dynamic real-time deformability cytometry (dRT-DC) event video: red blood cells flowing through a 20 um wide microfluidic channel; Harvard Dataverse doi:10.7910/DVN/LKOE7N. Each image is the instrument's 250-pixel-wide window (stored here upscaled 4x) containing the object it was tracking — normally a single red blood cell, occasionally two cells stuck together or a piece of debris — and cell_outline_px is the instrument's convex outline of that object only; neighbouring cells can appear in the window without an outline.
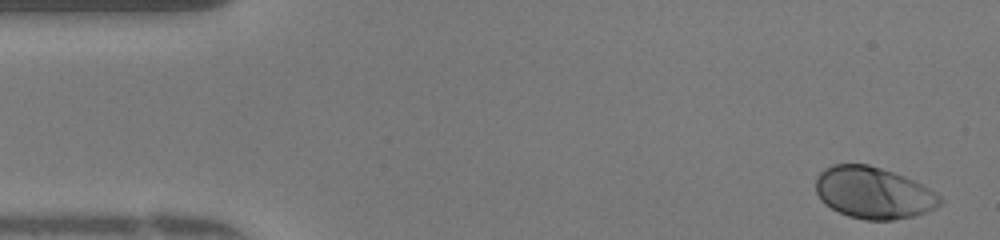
{"species": "human", "species_latin": "Homo sapiens", "temperature_condition": "warm", "stored_images_in_passage": 48, "camera_frame_rate_fps": 3000, "um_per_image_px": 0.085, "donor": {"sex": "female"}, "frame": {"image": 1, "passage_image": 2, "time_ms": 0.333, "image_size_px": [1000, 240], "cell_outline_px": [[944, 200], [936, 208], [912, 216], [892, 220], [864, 220], [848, 216], [824, 204], [820, 200], [816, 192], [816, 176], [824, 168], [832, 164], [868, 164], [904, 176], [936, 192]], "centroid_in_image_um": [74.21, 16.39], "position_along_channel_um": 10.8, "area_um2": 37.4}}
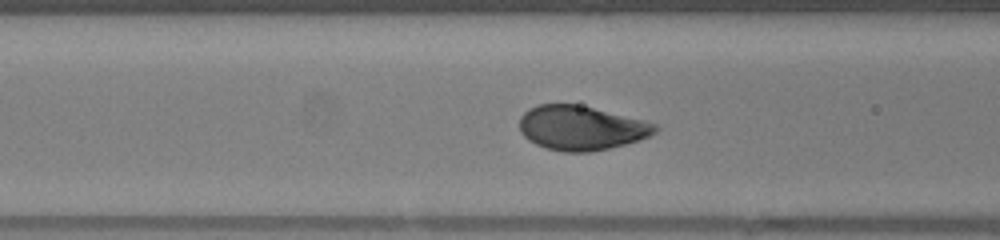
{"frame": {"image": 2, "passage_image": 18, "time_ms": 5.667, "image_size_px": [1000, 240], "cell_outline_px": [[660, 128], [656, 132], [648, 136], [624, 144], [592, 152], [564, 152], [548, 148], [536, 144], [528, 140], [520, 132], [520, 116], [528, 108], [536, 104], [576, 104], [644, 120], [656, 124]], "centroid_in_image_um": [49.37, 10.87], "position_along_channel_um": 117.2, "area_um2": 34.91}}
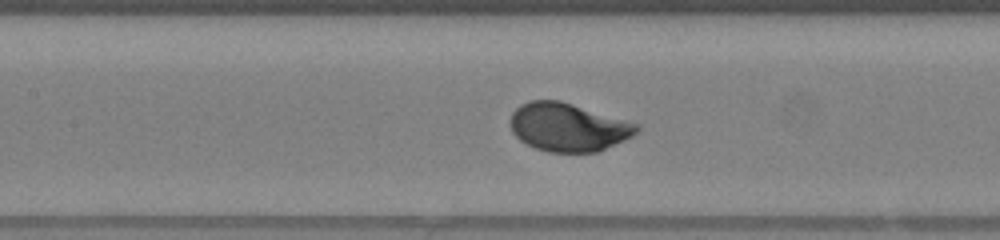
{"frame": {"image": 3, "passage_image": 21, "time_ms": 6.667, "image_size_px": [1000, 240], "cell_outline_px": [[640, 128], [632, 136], [596, 152], [548, 152], [536, 148], [520, 140], [512, 132], [512, 112], [520, 104], [528, 100], [560, 100], [640, 124]], "centroid_in_image_um": [48.29, 10.8], "position_along_channel_um": 159.1, "area_um2": 35.32}, "authors_computed_cell_mechanics": {"area_um2": 35.7782, "velocity_mm_per_s": 4.1934, "shape_relaxation_time_tau1_ms": 1.586, "shape_relaxation_time_tau2_ms": null, "deformation_change_tau1": 0.1332, "deformation_change_tau2": null}}